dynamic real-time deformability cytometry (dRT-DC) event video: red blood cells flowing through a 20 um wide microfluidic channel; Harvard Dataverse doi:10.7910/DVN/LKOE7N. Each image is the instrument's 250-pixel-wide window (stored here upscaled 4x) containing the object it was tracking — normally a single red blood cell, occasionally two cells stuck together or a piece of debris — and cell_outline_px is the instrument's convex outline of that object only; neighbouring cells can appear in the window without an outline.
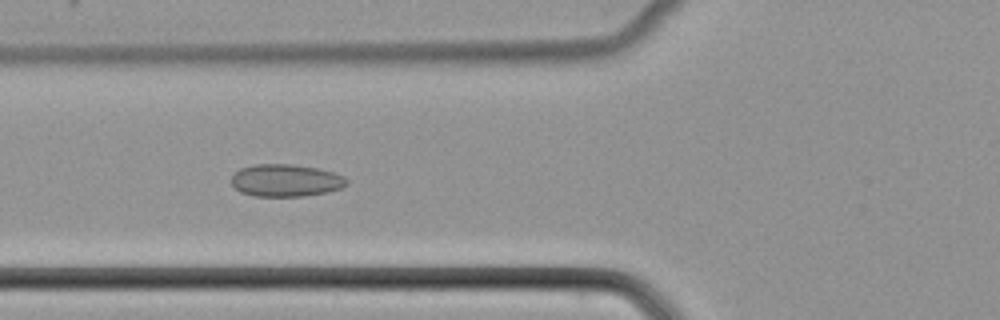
{"species": "common noctule bat (a hibernating species)", "species_latin": "Nyctalus noctula", "temperature_condition": "cold", "stored_images_in_passage": 46, "camera_frame_rate_fps": 3000, "um_per_image_px": 0.085, "animal": {"sex": "female", "body_mass_g": 22.7, "forearm_length_mm": 54.2}, "frame": {"image": 1, "passage_image": 15, "time_ms": 4.667, "image_size_px": [1000, 320], "cell_outline_px": [[348, 184], [340, 188], [328, 192], [304, 196], [252, 196], [240, 192], [232, 184], [232, 176], [240, 168], [256, 164], [292, 164], [316, 168], [332, 172], [344, 176], [348, 180]], "centroid_in_image_um": [24.29, 15.34], "position_along_channel_um": 101.5, "area_um2": 21.73}}
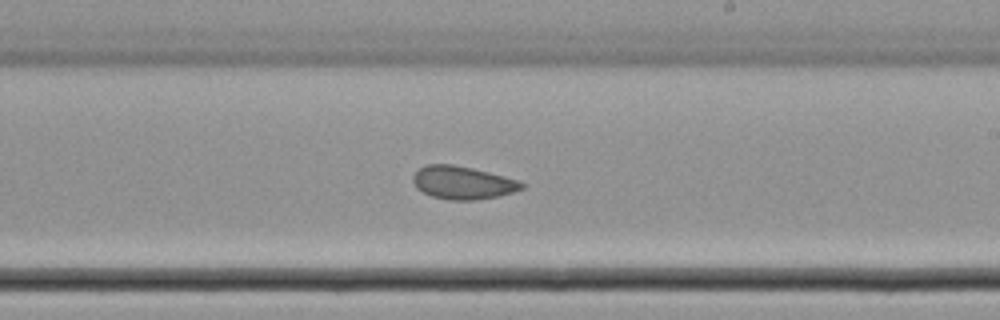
{"frame": {"image": 2, "passage_image": 26, "time_ms": 8.333, "image_size_px": [1000, 320], "cell_outline_px": [[524, 188], [512, 192], [496, 196], [472, 200], [448, 200], [432, 196], [416, 188], [412, 180], [412, 176], [420, 168], [428, 164], [452, 164], [472, 168], [520, 180], [524, 184]], "centroid_in_image_um": [39.31, 15.52], "position_along_channel_um": 249.7, "area_um2": 20.75}}
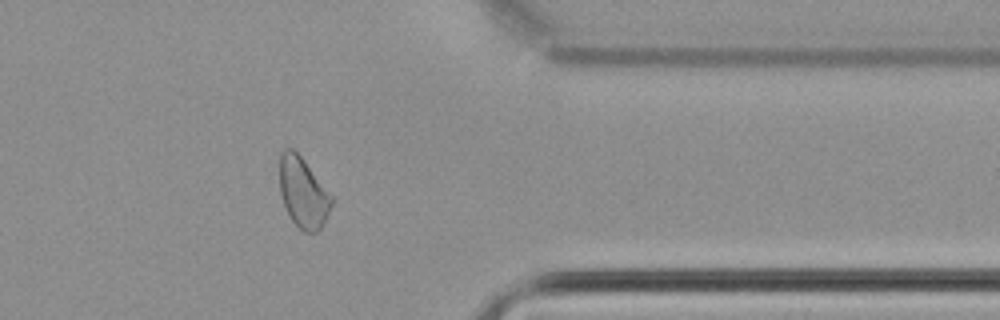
{"frame": {"image": 3, "passage_image": 37, "time_ms": 12.0, "image_size_px": [1000, 320], "cell_outline_px": [[332, 204], [324, 224], [316, 232], [304, 232], [292, 220], [284, 204], [280, 192], [280, 152], [284, 148], [292, 148], [304, 160], [332, 196]], "centroid_in_image_um": [25.76, 16.36], "position_along_channel_um": 385.6, "area_um2": 20.98}}